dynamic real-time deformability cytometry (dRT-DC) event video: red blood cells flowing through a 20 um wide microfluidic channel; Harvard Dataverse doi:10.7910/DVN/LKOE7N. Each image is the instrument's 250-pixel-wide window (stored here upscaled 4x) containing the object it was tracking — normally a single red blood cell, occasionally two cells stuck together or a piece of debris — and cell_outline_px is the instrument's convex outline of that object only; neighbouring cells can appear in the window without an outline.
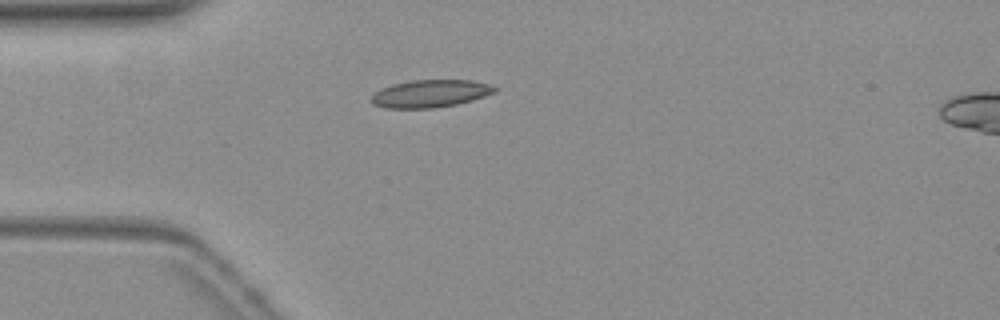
{"species": "common noctule bat (a hibernating species)", "species_latin": "Nyctalus noctula", "temperature_condition": "warm", "stored_images_in_passage": 37, "camera_frame_rate_fps": 3000, "um_per_image_px": 0.085, "animal": {"sex": "female", "body_mass_g": 19.3, "forearm_length_mm": 54.1}, "frame": {"image": 1, "passage_image": 1, "time_ms": 0.0, "image_size_px": [1000, 320], "cell_outline_px": [[500, 88], [496, 92], [472, 100], [456, 104], [436, 108], [384, 108], [372, 104], [368, 100], [372, 92], [380, 88], [392, 84], [412, 80], [472, 80], [488, 84]], "centroid_in_image_um": [36.52, 7.96], "position_along_channel_um": 48.5, "area_um2": 20.17}}
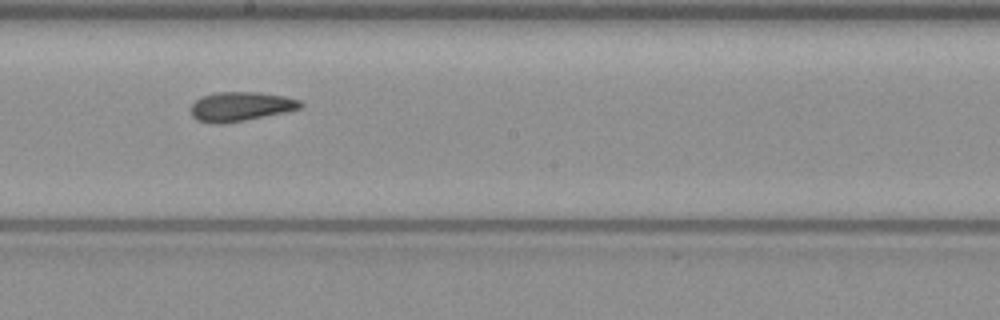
{"frame": {"image": 2, "passage_image": 16, "time_ms": 5.0, "image_size_px": [1000, 320], "cell_outline_px": [[304, 104], [300, 108], [284, 112], [244, 120], [196, 120], [192, 116], [192, 104], [196, 100], [204, 96], [216, 92], [256, 92], [284, 96], [300, 100]], "centroid_in_image_um": [20.53, 8.99], "position_along_channel_um": 227.7, "area_um2": 17.69}}
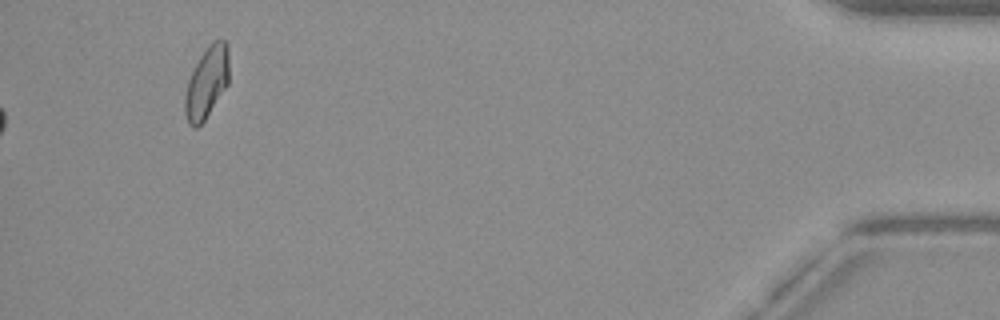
{"frame": {"image": 3, "passage_image": 37, "time_ms": 12.0, "image_size_px": [1000, 320], "cell_outline_px": [[228, 84], [204, 120], [196, 128], [192, 128], [188, 124], [184, 112], [184, 96], [188, 80], [200, 56], [208, 44], [212, 40], [220, 36], [228, 44]], "centroid_in_image_um": [17.56, 6.97], "position_along_channel_um": 417.6, "area_um2": 18.55}, "authors_computed_cell_mechanics": {"area_um2": 18.785, "velocity_mm_per_s": 3.8349, "shape_relaxation_time_tau1_ms": null, "shape_relaxation_time_tau2_ms": 3.8666, "deformation_change_tau1": null, "deformation_change_tau2": 0.117}}